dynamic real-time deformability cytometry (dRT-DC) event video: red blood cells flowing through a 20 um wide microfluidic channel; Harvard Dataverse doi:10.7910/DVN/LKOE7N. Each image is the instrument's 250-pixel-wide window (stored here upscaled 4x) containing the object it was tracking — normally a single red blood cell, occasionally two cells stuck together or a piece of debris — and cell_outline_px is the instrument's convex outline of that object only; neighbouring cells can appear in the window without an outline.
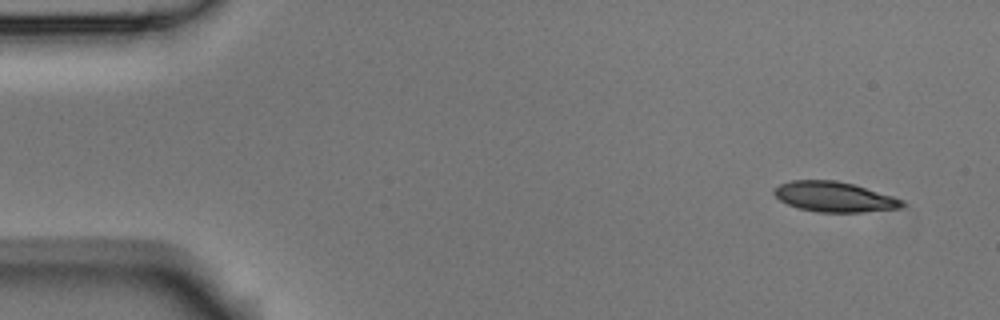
{"species": "Egyptian fruit bat (a non-hibernating species)", "species_latin": "Rousettus aegyptiacus", "temperature_condition": "room temperature", "stored_images_in_passage": 9, "camera_frame_rate_fps": 3000, "um_per_image_px": 0.085, "animal": {"sex": "male"}, "frame": {"image": 1, "passage_image": 1, "time_ms": 0.0, "image_size_px": [1000, 320], "cell_outline_px": [[904, 204], [900, 208], [860, 212], [820, 212], [800, 208], [788, 204], [780, 200], [772, 192], [772, 188], [780, 184], [792, 180], [836, 180], [852, 184], [892, 196], [904, 200]], "centroid_in_image_um": [70.88, 16.72], "position_along_channel_um": 14.1, "area_um2": 22.25}}
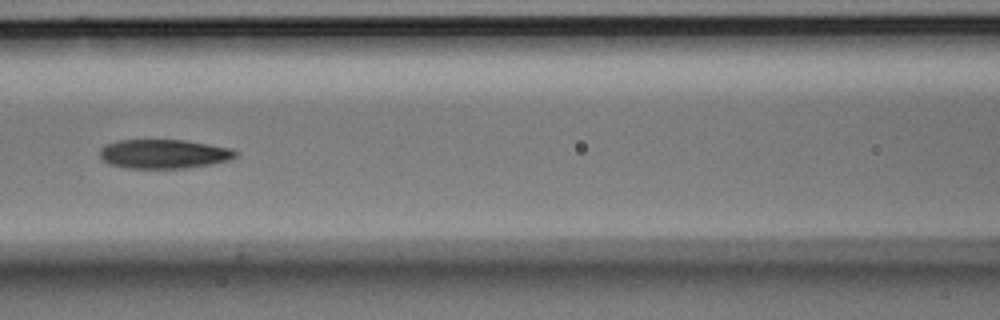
{"frame": {"image": 2, "passage_image": 6, "time_ms": 1.667, "image_size_px": [1000, 320], "cell_outline_px": [[240, 152], [236, 156], [228, 160], [212, 164], [184, 168], [128, 168], [108, 164], [100, 156], [100, 148], [104, 144], [116, 140], [184, 140], [232, 148]], "centroid_in_image_um": [13.92, 13.08], "position_along_channel_um": 152.7, "area_um2": 23.18}}
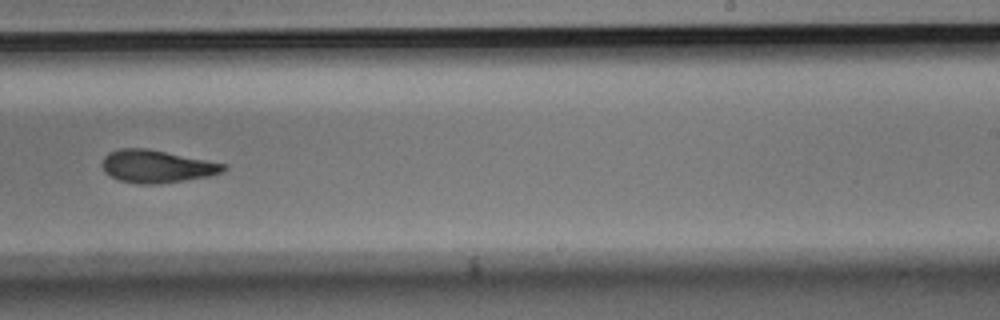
{"frame": {"image": 3, "passage_image": 9, "time_ms": 2.667, "image_size_px": [1000, 320], "cell_outline_px": [[228, 168], [220, 172], [208, 176], [184, 180], [156, 184], [136, 184], [120, 180], [104, 172], [100, 164], [104, 156], [108, 152], [120, 148], [148, 148], [228, 164]], "centroid_in_image_um": [13.29, 14.13], "position_along_channel_um": 275.7, "area_um2": 23.24}}